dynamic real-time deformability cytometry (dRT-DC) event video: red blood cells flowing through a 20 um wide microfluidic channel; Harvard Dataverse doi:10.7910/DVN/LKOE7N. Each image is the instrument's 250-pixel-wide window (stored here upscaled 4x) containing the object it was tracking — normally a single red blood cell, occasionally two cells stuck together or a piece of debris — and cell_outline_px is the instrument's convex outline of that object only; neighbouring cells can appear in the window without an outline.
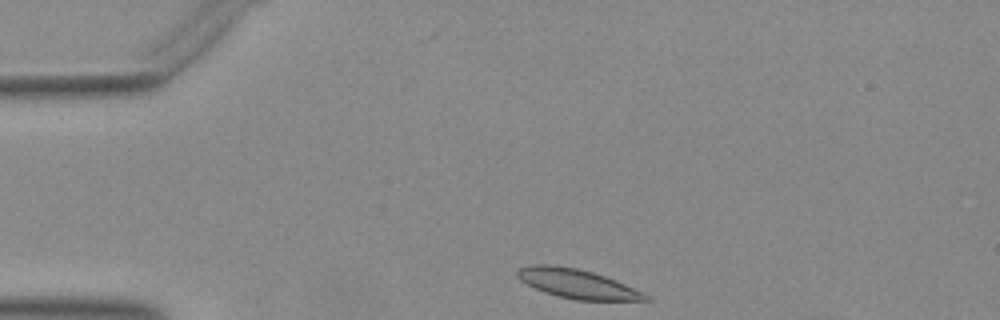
{"species": "Egyptian fruit bat (a non-hibernating species)", "species_latin": "Rousettus aegyptiacus", "temperature_condition": "warm", "stored_images_in_passage": 35, "camera_frame_rate_fps": 3000, "um_per_image_px": 0.085, "animal": {"sex": "female"}, "frame": {"image": 1, "passage_image": 1, "time_ms": 0.0, "image_size_px": [1000, 320], "cell_outline_px": [[652, 300], [576, 300], [556, 296], [544, 292], [520, 280], [516, 276], [516, 272], [520, 268], [536, 264], [548, 264], [576, 268], [592, 272], [616, 280], [644, 292]], "centroid_in_image_um": [49.07, 24.12], "position_along_channel_um": 35.9, "area_um2": 21.62}}
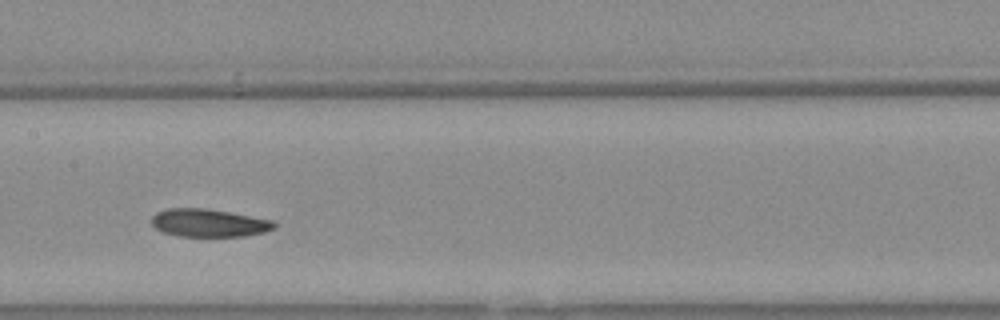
{"frame": {"image": 2, "passage_image": 16, "time_ms": 5.0, "image_size_px": [1000, 320], "cell_outline_px": [[276, 228], [264, 232], [244, 236], [176, 236], [164, 232], [156, 228], [152, 224], [152, 216], [156, 212], [168, 208], [208, 208], [272, 220], [276, 224]], "centroid_in_image_um": [17.75, 18.94], "position_along_channel_um": 189.7, "area_um2": 19.94}}
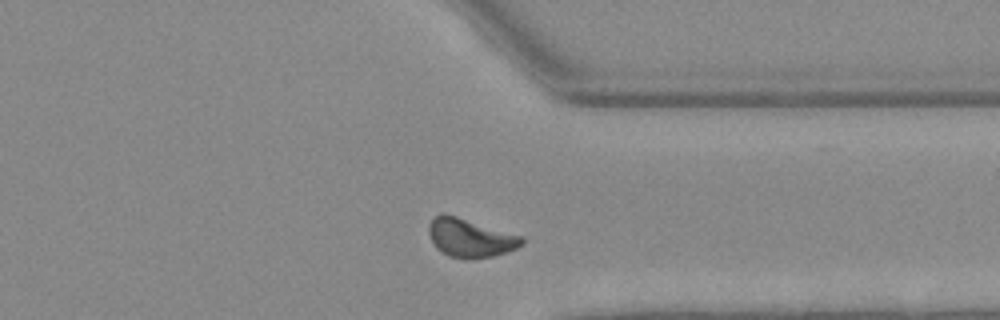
{"frame": {"image": 3, "passage_image": 30, "time_ms": 9.667, "image_size_px": [1000, 320], "cell_outline_px": [[524, 244], [508, 252], [476, 260], [472, 260], [448, 256], [436, 248], [428, 232], [428, 224], [436, 216], [444, 212], [524, 236]], "centroid_in_image_um": [39.99, 20.22], "position_along_channel_um": 371.4, "area_um2": 21.27}}